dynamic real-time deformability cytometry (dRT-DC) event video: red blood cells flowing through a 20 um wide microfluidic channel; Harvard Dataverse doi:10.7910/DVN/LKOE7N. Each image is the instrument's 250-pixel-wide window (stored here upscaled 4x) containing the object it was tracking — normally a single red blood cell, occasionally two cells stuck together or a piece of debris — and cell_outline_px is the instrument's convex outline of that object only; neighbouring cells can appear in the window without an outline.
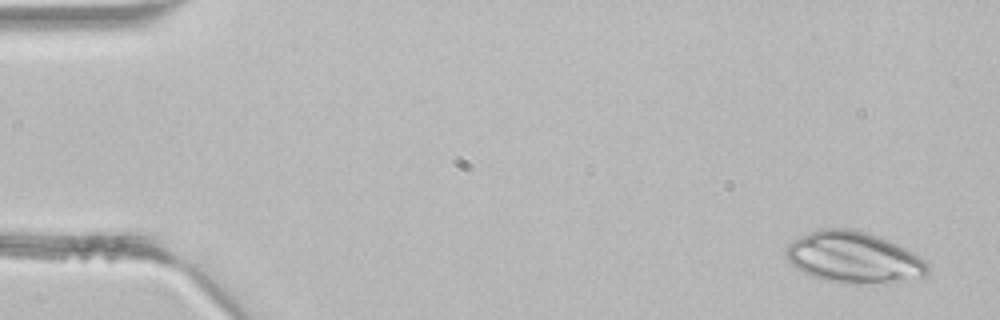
{"species": "common noctule bat (a hibernating species)", "species_latin": "Nyctalus noctula", "temperature_condition": "room temperature", "stored_images_in_passage": 3, "camera_frame_rate_fps": 3000, "um_per_image_px": 0.085, "animal": {"sex": "male", "body_mass_g": 21.5, "forearm_length_mm": 52.0}, "frame": {"image": 1, "passage_image": 1, "time_ms": 0.0, "image_size_px": [1000, 320], "cell_outline_px": [[928, 272], [924, 280], [856, 284], [828, 280], [812, 276], [796, 268], [788, 260], [784, 252], [788, 244], [792, 240], [800, 236], [820, 228], [856, 228], [888, 240], [920, 256], [928, 264]], "centroid_in_image_um": [72.6, 21.88], "position_along_channel_um": 12.4, "area_um2": 42.6}}